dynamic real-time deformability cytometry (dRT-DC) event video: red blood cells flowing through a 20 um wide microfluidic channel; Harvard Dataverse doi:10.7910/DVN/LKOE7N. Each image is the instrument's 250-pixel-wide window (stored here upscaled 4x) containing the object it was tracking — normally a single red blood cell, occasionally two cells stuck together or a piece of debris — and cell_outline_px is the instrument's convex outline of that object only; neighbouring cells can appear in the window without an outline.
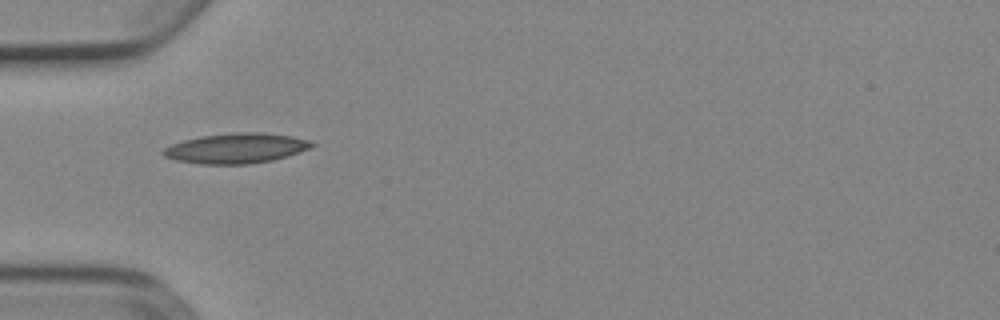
{"species": "Egyptian fruit bat (a non-hibernating species)", "species_latin": "Rousettus aegyptiacus", "temperature_condition": "cold", "stored_images_in_passage": 2, "camera_frame_rate_fps": 3000, "um_per_image_px": 0.085, "animal": {"sex": "female"}, "frame": {"image": 1, "passage_image": 1, "time_ms": 0.0, "image_size_px": [1000, 320], "cell_outline_px": [[316, 144], [312, 148], [288, 156], [272, 160], [248, 164], [200, 164], [176, 160], [164, 156], [160, 152], [164, 148], [172, 144], [184, 140], [200, 136], [236, 132], [260, 132], [292, 136], [308, 140]], "centroid_in_image_um": [20.08, 12.6], "position_along_channel_um": 64.9, "area_um2": 26.13}}
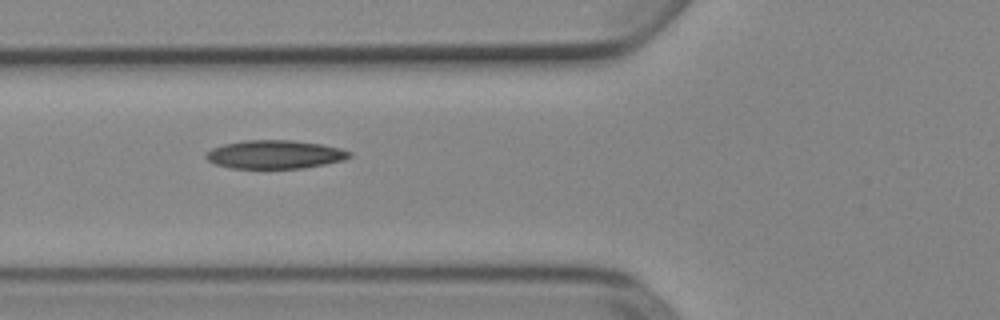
{"frame": {"image": 2, "passage_image": 2, "time_ms": 0.333, "image_size_px": [1000, 320], "cell_outline_px": [[352, 156], [344, 160], [304, 168], [232, 168], [216, 164], [208, 160], [204, 156], [212, 148], [224, 144], [244, 140], [292, 140], [324, 144], [340, 148], [352, 152]], "centroid_in_image_um": [23.4, 13.12], "position_along_channel_um": 102.4, "area_um2": 23.81}}